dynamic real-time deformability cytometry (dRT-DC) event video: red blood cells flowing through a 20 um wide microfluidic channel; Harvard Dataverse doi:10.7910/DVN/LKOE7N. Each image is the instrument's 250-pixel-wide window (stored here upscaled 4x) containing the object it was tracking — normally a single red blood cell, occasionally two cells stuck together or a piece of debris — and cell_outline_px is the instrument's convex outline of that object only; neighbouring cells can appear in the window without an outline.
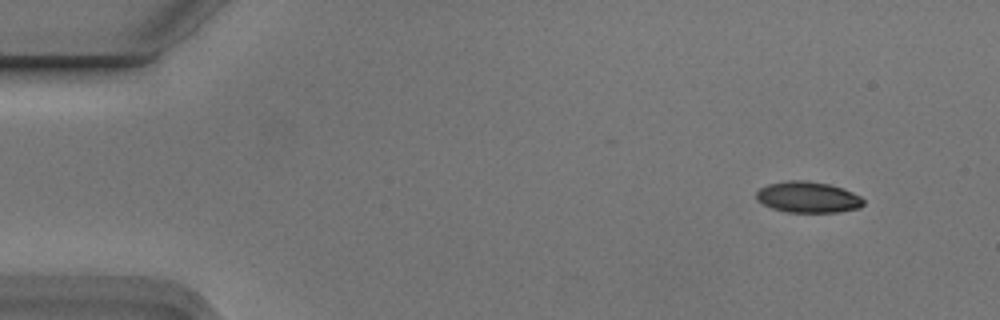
{"species": "Egyptian fruit bat (a non-hibernating species)", "species_latin": "Rousettus aegyptiacus", "temperature_condition": "cold", "stored_images_in_passage": 5, "camera_frame_rate_fps": 3000, "um_per_image_px": 0.085, "animal": {"sex": "male"}, "frame": {"image": 1, "passage_image": 1, "time_ms": 0.0, "image_size_px": [1000, 320], "cell_outline_px": [[864, 204], [860, 208], [836, 212], [788, 212], [772, 208], [756, 200], [756, 192], [760, 188], [768, 184], [788, 180], [808, 180], [828, 184], [844, 188], [860, 196], [864, 200]], "centroid_in_image_um": [68.68, 16.75], "position_along_channel_um": 16.3, "area_um2": 19.48}}
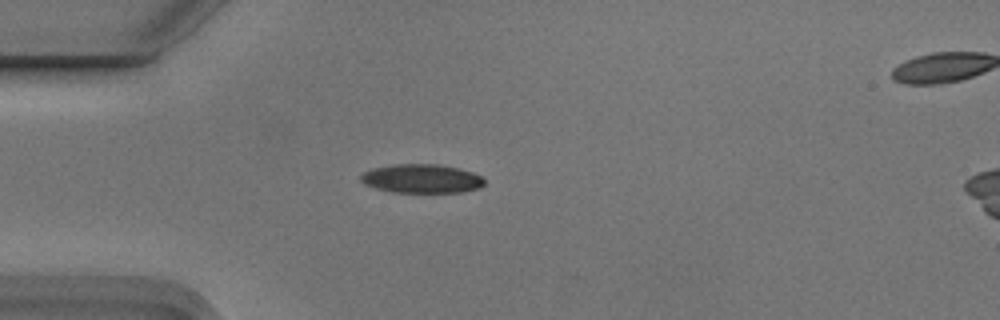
{"frame": {"image": 2, "passage_image": 4, "time_ms": 1.0, "image_size_px": [1000, 320], "cell_outline_px": [[484, 184], [480, 188], [460, 192], [392, 192], [376, 188], [364, 184], [360, 180], [360, 176], [364, 172], [372, 168], [392, 164], [440, 164], [460, 168], [472, 172], [480, 176], [484, 180]], "centroid_in_image_um": [35.83, 15.17], "position_along_channel_um": 49.2, "area_um2": 20.87}}